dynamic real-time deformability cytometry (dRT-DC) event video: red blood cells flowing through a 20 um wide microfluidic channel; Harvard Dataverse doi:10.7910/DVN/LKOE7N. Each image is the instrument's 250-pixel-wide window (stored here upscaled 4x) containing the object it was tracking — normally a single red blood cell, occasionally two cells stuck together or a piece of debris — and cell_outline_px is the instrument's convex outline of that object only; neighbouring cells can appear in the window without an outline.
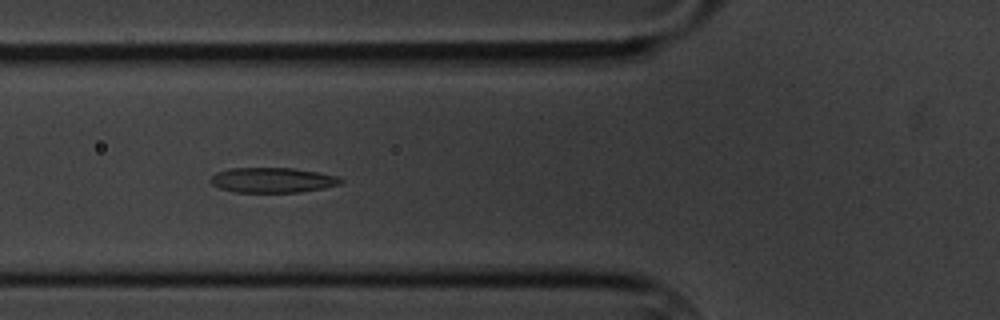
{"species": "common noctule bat (a hibernating species)", "species_latin": "Nyctalus noctula", "temperature_condition": "cold", "stored_images_in_passage": 41, "camera_frame_rate_fps": 3000, "um_per_image_px": 0.085, "animal": {"sex": "male", "body_mass_g": 20.1, "forearm_length_mm": 53.5}, "frame": {"image": 1, "passage_image": 5, "time_ms": 1.333, "image_size_px": [1000, 320], "cell_outline_px": [[344, 180], [340, 184], [324, 188], [300, 192], [236, 192], [220, 188], [212, 184], [208, 180], [216, 172], [232, 168], [292, 168], [316, 172], [336, 176]], "centroid_in_image_um": [23.14, 15.31], "position_along_channel_um": 102.7, "area_um2": 18.9}}
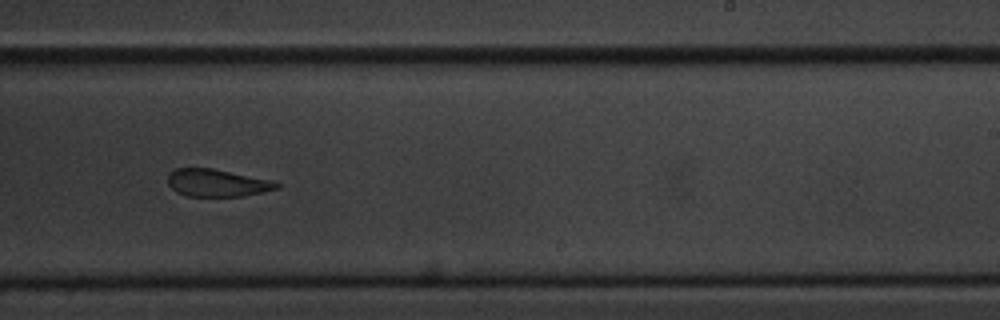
{"frame": {"image": 2, "passage_image": 20, "time_ms": 6.333, "image_size_px": [1000, 320], "cell_outline_px": [[280, 188], [264, 192], [244, 196], [184, 196], [176, 192], [168, 184], [168, 172], [176, 168], [212, 168], [276, 180], [280, 184]], "centroid_in_image_um": [18.49, 15.54], "position_along_channel_um": 270.5, "area_um2": 17.8}}
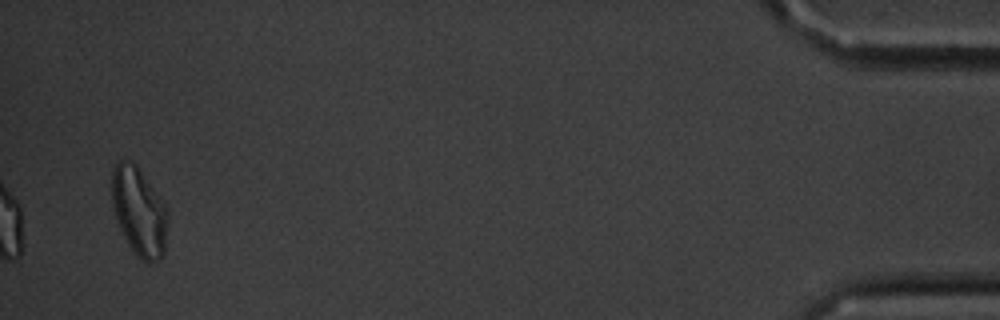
{"frame": {"image": 3, "passage_image": 41, "time_ms": 13.333, "image_size_px": [1000, 320], "cell_outline_px": [[168, 224], [164, 256], [160, 260], [148, 264], [140, 260], [128, 244], [120, 228], [112, 208], [112, 168], [120, 160], [132, 160], [136, 164], [168, 208]], "centroid_in_image_um": [11.84, 18.01], "position_along_channel_um": 423.4, "area_um2": 29.3}, "authors_computed_cell_mechanics": {"area_um2": 18.9584, "velocity_mm_per_s": 3.355, "shape_relaxation_time_tau1_ms": 9.7039, "shape_relaxation_time_tau2_ms": 4.0202, "deformation_change_tau1": 0.1941, "deformation_change_tau2": 0.1317}}